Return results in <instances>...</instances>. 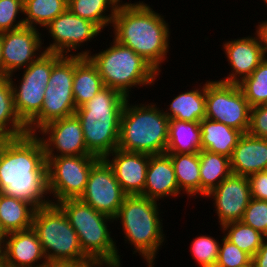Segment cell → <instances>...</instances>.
Here are the masks:
<instances>
[{
  "label": "cell",
  "mask_w": 267,
  "mask_h": 267,
  "mask_svg": "<svg viewBox=\"0 0 267 267\" xmlns=\"http://www.w3.org/2000/svg\"><path fill=\"white\" fill-rule=\"evenodd\" d=\"M205 197L213 199L220 227L241 221L251 199L248 177L231 174Z\"/></svg>",
  "instance_id": "17"
},
{
  "label": "cell",
  "mask_w": 267,
  "mask_h": 267,
  "mask_svg": "<svg viewBox=\"0 0 267 267\" xmlns=\"http://www.w3.org/2000/svg\"><path fill=\"white\" fill-rule=\"evenodd\" d=\"M171 158L165 154L149 155L146 182L141 196L159 202L171 197H180Z\"/></svg>",
  "instance_id": "21"
},
{
  "label": "cell",
  "mask_w": 267,
  "mask_h": 267,
  "mask_svg": "<svg viewBox=\"0 0 267 267\" xmlns=\"http://www.w3.org/2000/svg\"><path fill=\"white\" fill-rule=\"evenodd\" d=\"M35 210L25 201L0 193V234L31 228Z\"/></svg>",
  "instance_id": "26"
},
{
  "label": "cell",
  "mask_w": 267,
  "mask_h": 267,
  "mask_svg": "<svg viewBox=\"0 0 267 267\" xmlns=\"http://www.w3.org/2000/svg\"><path fill=\"white\" fill-rule=\"evenodd\" d=\"M109 44L108 48L95 54L94 49L91 52L87 48L80 52V56H87L96 66L104 86L119 91L127 98H132L130 93L135 87L154 86L160 73L150 63L114 39Z\"/></svg>",
  "instance_id": "5"
},
{
  "label": "cell",
  "mask_w": 267,
  "mask_h": 267,
  "mask_svg": "<svg viewBox=\"0 0 267 267\" xmlns=\"http://www.w3.org/2000/svg\"><path fill=\"white\" fill-rule=\"evenodd\" d=\"M67 4L68 0H28L24 3L25 26L44 28L67 9Z\"/></svg>",
  "instance_id": "32"
},
{
  "label": "cell",
  "mask_w": 267,
  "mask_h": 267,
  "mask_svg": "<svg viewBox=\"0 0 267 267\" xmlns=\"http://www.w3.org/2000/svg\"><path fill=\"white\" fill-rule=\"evenodd\" d=\"M200 197L205 196L232 174L230 158L210 152L199 151Z\"/></svg>",
  "instance_id": "28"
},
{
  "label": "cell",
  "mask_w": 267,
  "mask_h": 267,
  "mask_svg": "<svg viewBox=\"0 0 267 267\" xmlns=\"http://www.w3.org/2000/svg\"><path fill=\"white\" fill-rule=\"evenodd\" d=\"M201 128V150H207L231 158L243 133L221 122L204 118Z\"/></svg>",
  "instance_id": "24"
},
{
  "label": "cell",
  "mask_w": 267,
  "mask_h": 267,
  "mask_svg": "<svg viewBox=\"0 0 267 267\" xmlns=\"http://www.w3.org/2000/svg\"><path fill=\"white\" fill-rule=\"evenodd\" d=\"M99 159L94 155L46 157L53 204L67 199H80L85 192L91 168Z\"/></svg>",
  "instance_id": "11"
},
{
  "label": "cell",
  "mask_w": 267,
  "mask_h": 267,
  "mask_svg": "<svg viewBox=\"0 0 267 267\" xmlns=\"http://www.w3.org/2000/svg\"><path fill=\"white\" fill-rule=\"evenodd\" d=\"M24 4L20 0H0V33L25 26Z\"/></svg>",
  "instance_id": "36"
},
{
  "label": "cell",
  "mask_w": 267,
  "mask_h": 267,
  "mask_svg": "<svg viewBox=\"0 0 267 267\" xmlns=\"http://www.w3.org/2000/svg\"><path fill=\"white\" fill-rule=\"evenodd\" d=\"M254 33L253 35L223 42V53L227 57L231 72L227 73L226 77L219 78L218 81L239 84L249 77L265 59L261 38L257 31Z\"/></svg>",
  "instance_id": "18"
},
{
  "label": "cell",
  "mask_w": 267,
  "mask_h": 267,
  "mask_svg": "<svg viewBox=\"0 0 267 267\" xmlns=\"http://www.w3.org/2000/svg\"><path fill=\"white\" fill-rule=\"evenodd\" d=\"M223 236L239 249L243 250L251 257L259 250L265 238L259 231L242 221L232 222L219 227Z\"/></svg>",
  "instance_id": "33"
},
{
  "label": "cell",
  "mask_w": 267,
  "mask_h": 267,
  "mask_svg": "<svg viewBox=\"0 0 267 267\" xmlns=\"http://www.w3.org/2000/svg\"><path fill=\"white\" fill-rule=\"evenodd\" d=\"M264 4L267 6V0H263Z\"/></svg>",
  "instance_id": "50"
},
{
  "label": "cell",
  "mask_w": 267,
  "mask_h": 267,
  "mask_svg": "<svg viewBox=\"0 0 267 267\" xmlns=\"http://www.w3.org/2000/svg\"><path fill=\"white\" fill-rule=\"evenodd\" d=\"M48 264L37 233L32 227L2 237L0 266L44 267Z\"/></svg>",
  "instance_id": "19"
},
{
  "label": "cell",
  "mask_w": 267,
  "mask_h": 267,
  "mask_svg": "<svg viewBox=\"0 0 267 267\" xmlns=\"http://www.w3.org/2000/svg\"><path fill=\"white\" fill-rule=\"evenodd\" d=\"M114 40L131 48L161 74L170 47V25L144 1L119 4L112 21Z\"/></svg>",
  "instance_id": "2"
},
{
  "label": "cell",
  "mask_w": 267,
  "mask_h": 267,
  "mask_svg": "<svg viewBox=\"0 0 267 267\" xmlns=\"http://www.w3.org/2000/svg\"><path fill=\"white\" fill-rule=\"evenodd\" d=\"M23 4L25 3V2H27L28 0H20Z\"/></svg>",
  "instance_id": "49"
},
{
  "label": "cell",
  "mask_w": 267,
  "mask_h": 267,
  "mask_svg": "<svg viewBox=\"0 0 267 267\" xmlns=\"http://www.w3.org/2000/svg\"><path fill=\"white\" fill-rule=\"evenodd\" d=\"M44 267H58V265L48 264V265H46V266H44Z\"/></svg>",
  "instance_id": "47"
},
{
  "label": "cell",
  "mask_w": 267,
  "mask_h": 267,
  "mask_svg": "<svg viewBox=\"0 0 267 267\" xmlns=\"http://www.w3.org/2000/svg\"><path fill=\"white\" fill-rule=\"evenodd\" d=\"M43 29L52 37V43L43 46L45 52L65 56H80L78 50L103 32L96 24L73 14L68 8Z\"/></svg>",
  "instance_id": "13"
},
{
  "label": "cell",
  "mask_w": 267,
  "mask_h": 267,
  "mask_svg": "<svg viewBox=\"0 0 267 267\" xmlns=\"http://www.w3.org/2000/svg\"><path fill=\"white\" fill-rule=\"evenodd\" d=\"M43 37L40 29L29 26L1 33L3 76L27 68L45 53Z\"/></svg>",
  "instance_id": "15"
},
{
  "label": "cell",
  "mask_w": 267,
  "mask_h": 267,
  "mask_svg": "<svg viewBox=\"0 0 267 267\" xmlns=\"http://www.w3.org/2000/svg\"><path fill=\"white\" fill-rule=\"evenodd\" d=\"M56 204L67 216L78 235L83 253L90 260L122 267V255L109 228L115 222L113 218L94 210L80 199H67Z\"/></svg>",
  "instance_id": "7"
},
{
  "label": "cell",
  "mask_w": 267,
  "mask_h": 267,
  "mask_svg": "<svg viewBox=\"0 0 267 267\" xmlns=\"http://www.w3.org/2000/svg\"><path fill=\"white\" fill-rule=\"evenodd\" d=\"M190 253L198 267H215L219 253V239L205 234L195 236L190 243Z\"/></svg>",
  "instance_id": "35"
},
{
  "label": "cell",
  "mask_w": 267,
  "mask_h": 267,
  "mask_svg": "<svg viewBox=\"0 0 267 267\" xmlns=\"http://www.w3.org/2000/svg\"><path fill=\"white\" fill-rule=\"evenodd\" d=\"M201 151L199 122L169 120L168 146L165 153H196Z\"/></svg>",
  "instance_id": "29"
},
{
  "label": "cell",
  "mask_w": 267,
  "mask_h": 267,
  "mask_svg": "<svg viewBox=\"0 0 267 267\" xmlns=\"http://www.w3.org/2000/svg\"><path fill=\"white\" fill-rule=\"evenodd\" d=\"M201 84L173 97L168 108L163 110L169 120L200 122L206 117L205 83Z\"/></svg>",
  "instance_id": "23"
},
{
  "label": "cell",
  "mask_w": 267,
  "mask_h": 267,
  "mask_svg": "<svg viewBox=\"0 0 267 267\" xmlns=\"http://www.w3.org/2000/svg\"><path fill=\"white\" fill-rule=\"evenodd\" d=\"M241 221L267 237V201L251 198Z\"/></svg>",
  "instance_id": "38"
},
{
  "label": "cell",
  "mask_w": 267,
  "mask_h": 267,
  "mask_svg": "<svg viewBox=\"0 0 267 267\" xmlns=\"http://www.w3.org/2000/svg\"><path fill=\"white\" fill-rule=\"evenodd\" d=\"M160 204L141 195L126 196L114 218L122 226L125 243L134 247L132 254L142 257L148 267L155 266V258L167 239Z\"/></svg>",
  "instance_id": "4"
},
{
  "label": "cell",
  "mask_w": 267,
  "mask_h": 267,
  "mask_svg": "<svg viewBox=\"0 0 267 267\" xmlns=\"http://www.w3.org/2000/svg\"><path fill=\"white\" fill-rule=\"evenodd\" d=\"M125 102L121 116L118 148L146 153L165 154L168 146L169 118L158 103Z\"/></svg>",
  "instance_id": "6"
},
{
  "label": "cell",
  "mask_w": 267,
  "mask_h": 267,
  "mask_svg": "<svg viewBox=\"0 0 267 267\" xmlns=\"http://www.w3.org/2000/svg\"><path fill=\"white\" fill-rule=\"evenodd\" d=\"M36 135L43 143L45 157L92 155L75 114L46 124Z\"/></svg>",
  "instance_id": "16"
},
{
  "label": "cell",
  "mask_w": 267,
  "mask_h": 267,
  "mask_svg": "<svg viewBox=\"0 0 267 267\" xmlns=\"http://www.w3.org/2000/svg\"><path fill=\"white\" fill-rule=\"evenodd\" d=\"M248 134L257 138L267 139V106L251 107Z\"/></svg>",
  "instance_id": "39"
},
{
  "label": "cell",
  "mask_w": 267,
  "mask_h": 267,
  "mask_svg": "<svg viewBox=\"0 0 267 267\" xmlns=\"http://www.w3.org/2000/svg\"><path fill=\"white\" fill-rule=\"evenodd\" d=\"M2 235L0 234V255H1V252H2Z\"/></svg>",
  "instance_id": "45"
},
{
  "label": "cell",
  "mask_w": 267,
  "mask_h": 267,
  "mask_svg": "<svg viewBox=\"0 0 267 267\" xmlns=\"http://www.w3.org/2000/svg\"><path fill=\"white\" fill-rule=\"evenodd\" d=\"M58 267H118V266L103 261L89 260L80 264H62L58 265Z\"/></svg>",
  "instance_id": "42"
},
{
  "label": "cell",
  "mask_w": 267,
  "mask_h": 267,
  "mask_svg": "<svg viewBox=\"0 0 267 267\" xmlns=\"http://www.w3.org/2000/svg\"><path fill=\"white\" fill-rule=\"evenodd\" d=\"M174 166L179 190L187 199L200 198V160L196 153H166ZM195 196V197H194Z\"/></svg>",
  "instance_id": "27"
},
{
  "label": "cell",
  "mask_w": 267,
  "mask_h": 267,
  "mask_svg": "<svg viewBox=\"0 0 267 267\" xmlns=\"http://www.w3.org/2000/svg\"><path fill=\"white\" fill-rule=\"evenodd\" d=\"M259 23V24H258ZM256 26V31L259 34L262 46L264 50L265 57H267V20L258 22Z\"/></svg>",
  "instance_id": "43"
},
{
  "label": "cell",
  "mask_w": 267,
  "mask_h": 267,
  "mask_svg": "<svg viewBox=\"0 0 267 267\" xmlns=\"http://www.w3.org/2000/svg\"><path fill=\"white\" fill-rule=\"evenodd\" d=\"M32 228L49 264H80L90 260L83 253L78 235L67 216L57 204L35 210Z\"/></svg>",
  "instance_id": "8"
},
{
  "label": "cell",
  "mask_w": 267,
  "mask_h": 267,
  "mask_svg": "<svg viewBox=\"0 0 267 267\" xmlns=\"http://www.w3.org/2000/svg\"><path fill=\"white\" fill-rule=\"evenodd\" d=\"M118 5L116 0H68L67 8L103 31L111 27Z\"/></svg>",
  "instance_id": "31"
},
{
  "label": "cell",
  "mask_w": 267,
  "mask_h": 267,
  "mask_svg": "<svg viewBox=\"0 0 267 267\" xmlns=\"http://www.w3.org/2000/svg\"><path fill=\"white\" fill-rule=\"evenodd\" d=\"M28 134L27 126L20 120L13 99L8 76H0V138L21 137Z\"/></svg>",
  "instance_id": "30"
},
{
  "label": "cell",
  "mask_w": 267,
  "mask_h": 267,
  "mask_svg": "<svg viewBox=\"0 0 267 267\" xmlns=\"http://www.w3.org/2000/svg\"><path fill=\"white\" fill-rule=\"evenodd\" d=\"M119 4H124L125 1L123 0H116Z\"/></svg>",
  "instance_id": "48"
},
{
  "label": "cell",
  "mask_w": 267,
  "mask_h": 267,
  "mask_svg": "<svg viewBox=\"0 0 267 267\" xmlns=\"http://www.w3.org/2000/svg\"><path fill=\"white\" fill-rule=\"evenodd\" d=\"M0 193L36 210L53 204L45 150L36 134L0 138Z\"/></svg>",
  "instance_id": "1"
},
{
  "label": "cell",
  "mask_w": 267,
  "mask_h": 267,
  "mask_svg": "<svg viewBox=\"0 0 267 267\" xmlns=\"http://www.w3.org/2000/svg\"><path fill=\"white\" fill-rule=\"evenodd\" d=\"M221 238L215 267H242L252 261L249 254L239 249L224 236Z\"/></svg>",
  "instance_id": "37"
},
{
  "label": "cell",
  "mask_w": 267,
  "mask_h": 267,
  "mask_svg": "<svg viewBox=\"0 0 267 267\" xmlns=\"http://www.w3.org/2000/svg\"><path fill=\"white\" fill-rule=\"evenodd\" d=\"M251 107L267 102V57L252 74L238 84Z\"/></svg>",
  "instance_id": "34"
},
{
  "label": "cell",
  "mask_w": 267,
  "mask_h": 267,
  "mask_svg": "<svg viewBox=\"0 0 267 267\" xmlns=\"http://www.w3.org/2000/svg\"><path fill=\"white\" fill-rule=\"evenodd\" d=\"M62 56L52 52L43 53L27 68L22 69L23 75L19 80L17 78V84L14 73L8 76L16 112L26 126L40 113L52 67Z\"/></svg>",
  "instance_id": "10"
},
{
  "label": "cell",
  "mask_w": 267,
  "mask_h": 267,
  "mask_svg": "<svg viewBox=\"0 0 267 267\" xmlns=\"http://www.w3.org/2000/svg\"><path fill=\"white\" fill-rule=\"evenodd\" d=\"M126 196L112 167L104 158H100L91 168L85 192L80 200L114 219Z\"/></svg>",
  "instance_id": "14"
},
{
  "label": "cell",
  "mask_w": 267,
  "mask_h": 267,
  "mask_svg": "<svg viewBox=\"0 0 267 267\" xmlns=\"http://www.w3.org/2000/svg\"><path fill=\"white\" fill-rule=\"evenodd\" d=\"M251 198L267 201V171H261L248 176Z\"/></svg>",
  "instance_id": "40"
},
{
  "label": "cell",
  "mask_w": 267,
  "mask_h": 267,
  "mask_svg": "<svg viewBox=\"0 0 267 267\" xmlns=\"http://www.w3.org/2000/svg\"><path fill=\"white\" fill-rule=\"evenodd\" d=\"M242 267H255L253 261H251L249 264L242 266Z\"/></svg>",
  "instance_id": "46"
},
{
  "label": "cell",
  "mask_w": 267,
  "mask_h": 267,
  "mask_svg": "<svg viewBox=\"0 0 267 267\" xmlns=\"http://www.w3.org/2000/svg\"><path fill=\"white\" fill-rule=\"evenodd\" d=\"M255 267H267V237L264 238L261 247L252 257Z\"/></svg>",
  "instance_id": "41"
},
{
  "label": "cell",
  "mask_w": 267,
  "mask_h": 267,
  "mask_svg": "<svg viewBox=\"0 0 267 267\" xmlns=\"http://www.w3.org/2000/svg\"><path fill=\"white\" fill-rule=\"evenodd\" d=\"M74 56L63 55L52 67L40 113L27 125L36 134L46 124L75 114L73 95Z\"/></svg>",
  "instance_id": "9"
},
{
  "label": "cell",
  "mask_w": 267,
  "mask_h": 267,
  "mask_svg": "<svg viewBox=\"0 0 267 267\" xmlns=\"http://www.w3.org/2000/svg\"><path fill=\"white\" fill-rule=\"evenodd\" d=\"M2 41H1V33H0V76L3 75V62H2Z\"/></svg>",
  "instance_id": "44"
},
{
  "label": "cell",
  "mask_w": 267,
  "mask_h": 267,
  "mask_svg": "<svg viewBox=\"0 0 267 267\" xmlns=\"http://www.w3.org/2000/svg\"><path fill=\"white\" fill-rule=\"evenodd\" d=\"M104 87L96 66L87 56L74 55L73 95L76 108L92 99Z\"/></svg>",
  "instance_id": "25"
},
{
  "label": "cell",
  "mask_w": 267,
  "mask_h": 267,
  "mask_svg": "<svg viewBox=\"0 0 267 267\" xmlns=\"http://www.w3.org/2000/svg\"><path fill=\"white\" fill-rule=\"evenodd\" d=\"M104 159L112 167L116 180L127 196L143 194L149 154L117 148Z\"/></svg>",
  "instance_id": "20"
},
{
  "label": "cell",
  "mask_w": 267,
  "mask_h": 267,
  "mask_svg": "<svg viewBox=\"0 0 267 267\" xmlns=\"http://www.w3.org/2000/svg\"><path fill=\"white\" fill-rule=\"evenodd\" d=\"M127 99L119 91L104 86L76 109L87 150L92 155L105 158L118 148L121 116Z\"/></svg>",
  "instance_id": "3"
},
{
  "label": "cell",
  "mask_w": 267,
  "mask_h": 267,
  "mask_svg": "<svg viewBox=\"0 0 267 267\" xmlns=\"http://www.w3.org/2000/svg\"><path fill=\"white\" fill-rule=\"evenodd\" d=\"M232 174L248 177L267 168V139L244 133L230 158Z\"/></svg>",
  "instance_id": "22"
},
{
  "label": "cell",
  "mask_w": 267,
  "mask_h": 267,
  "mask_svg": "<svg viewBox=\"0 0 267 267\" xmlns=\"http://www.w3.org/2000/svg\"><path fill=\"white\" fill-rule=\"evenodd\" d=\"M206 117L229 127L248 132L251 106L238 84L206 80Z\"/></svg>",
  "instance_id": "12"
}]
</instances>
